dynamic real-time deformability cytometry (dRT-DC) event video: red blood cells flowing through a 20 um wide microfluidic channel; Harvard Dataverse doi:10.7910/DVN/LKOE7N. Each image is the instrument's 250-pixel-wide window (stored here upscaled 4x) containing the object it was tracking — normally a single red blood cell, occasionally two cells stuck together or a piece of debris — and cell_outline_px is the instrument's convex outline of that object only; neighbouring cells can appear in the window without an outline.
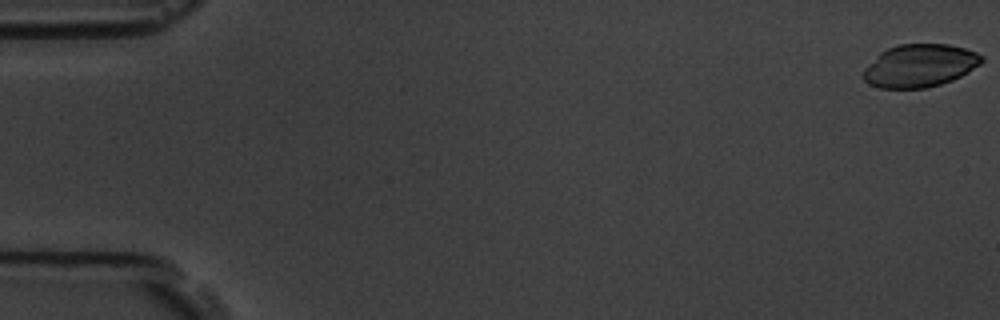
{"species": "common noctule bat (a hibernating species)", "species_latin": "Nyctalus noctula", "temperature_condition": "room temperature", "stored_images_in_passage": 3, "camera_frame_rate_fps": 3000, "um_per_image_px": 0.085, "animal": {"sex": "male", "body_mass_g": 19.5, "forearm_length_mm": 54.6}, "frame": {"image": 1, "passage_image": 1, "time_ms": 0.0, "image_size_px": [1000, 320], "cell_outline_px": [[984, 60], [980, 64], [968, 72], [952, 80], [928, 88], [880, 88], [868, 84], [864, 80], [864, 68], [880, 52], [888, 48], [900, 44], [948, 44], [964, 48], [976, 52], [984, 56]], "centroid_in_image_um": [78.18, 5.58], "position_along_channel_um": 6.8, "area_um2": 29.54}}